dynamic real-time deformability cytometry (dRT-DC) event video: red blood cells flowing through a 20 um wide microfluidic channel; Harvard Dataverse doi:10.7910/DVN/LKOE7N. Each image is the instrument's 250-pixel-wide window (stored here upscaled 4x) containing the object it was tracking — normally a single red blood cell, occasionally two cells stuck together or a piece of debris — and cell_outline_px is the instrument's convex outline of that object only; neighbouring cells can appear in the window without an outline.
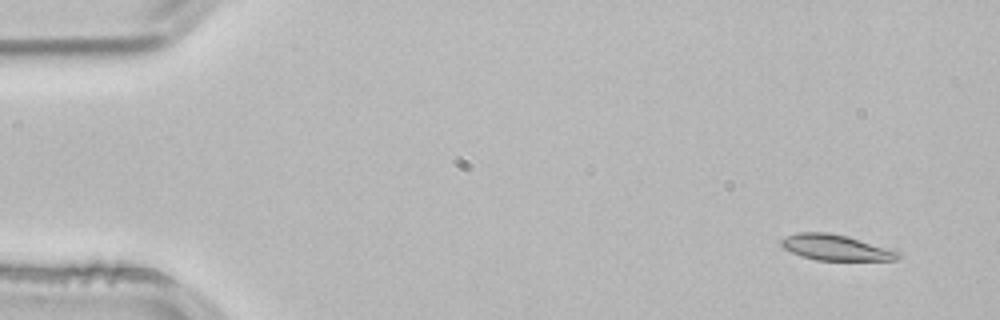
{"species": "common noctule bat (a hibernating species)", "species_latin": "Nyctalus noctula", "temperature_condition": "room temperature", "stored_images_in_passage": 3, "camera_frame_rate_fps": 3000, "um_per_image_px": 0.085, "animal": {"sex": "male", "body_mass_g": 21.5, "forearm_length_mm": 52.0}, "frame": {"image": 1, "passage_image": 1, "time_ms": 0.0, "image_size_px": [1000, 320], "cell_outline_px": [[900, 256], [896, 260], [816, 260], [800, 256], [784, 248], [780, 244], [780, 240], [796, 232], [828, 232], [848, 236], [900, 252]], "centroid_in_image_um": [71.01, 21.03], "position_along_channel_um": 14.0, "area_um2": 17.4}}
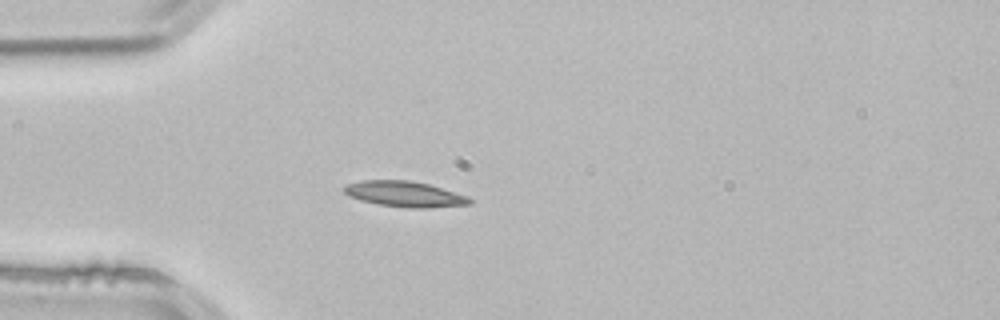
{"frame": {"image": 2, "passage_image": 3, "time_ms": 0.667, "image_size_px": [1000, 320], "cell_outline_px": [[472, 204], [432, 208], [408, 208], [376, 204], [360, 200], [348, 196], [340, 188], [344, 184], [360, 180], [412, 180], [428, 184], [468, 196], [472, 200]], "centroid_in_image_um": [34.34, 16.49], "position_along_channel_um": 50.7, "area_um2": 19.13}}